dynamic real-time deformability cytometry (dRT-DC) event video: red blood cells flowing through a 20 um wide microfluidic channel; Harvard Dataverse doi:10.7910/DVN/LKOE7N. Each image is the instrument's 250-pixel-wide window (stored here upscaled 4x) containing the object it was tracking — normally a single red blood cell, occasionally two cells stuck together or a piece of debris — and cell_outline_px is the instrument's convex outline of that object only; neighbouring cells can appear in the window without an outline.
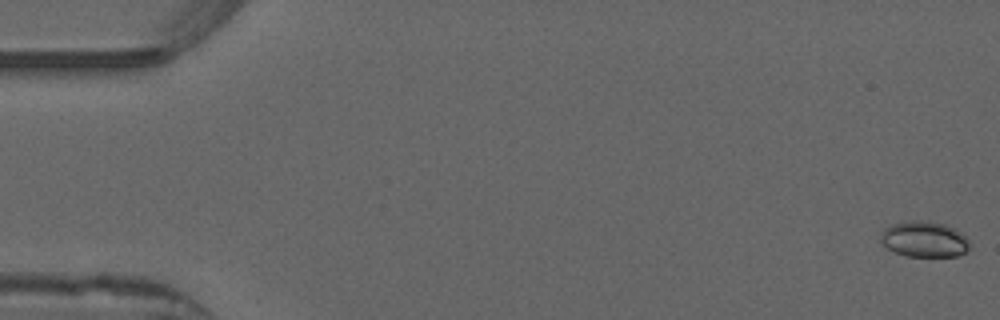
{"species": "common noctule bat (a hibernating species)", "species_latin": "Nyctalus noctula", "temperature_condition": "warm", "stored_images_in_passage": 53, "camera_frame_rate_fps": 3000, "um_per_image_px": 0.085, "animal": {"sex": "male", "forearm_length_mm": 52.5}, "frame": {"image": 1, "passage_image": 1, "time_ms": 0.0, "image_size_px": [1000, 320], "cell_outline_px": [[968, 248], [960, 256], [904, 256], [880, 244], [880, 232], [884, 228], [892, 224], [904, 220], [924, 220], [944, 224], [956, 228], [968, 240]], "centroid_in_image_um": [78.51, 20.32], "position_along_channel_um": 6.5, "area_um2": 18.79}}
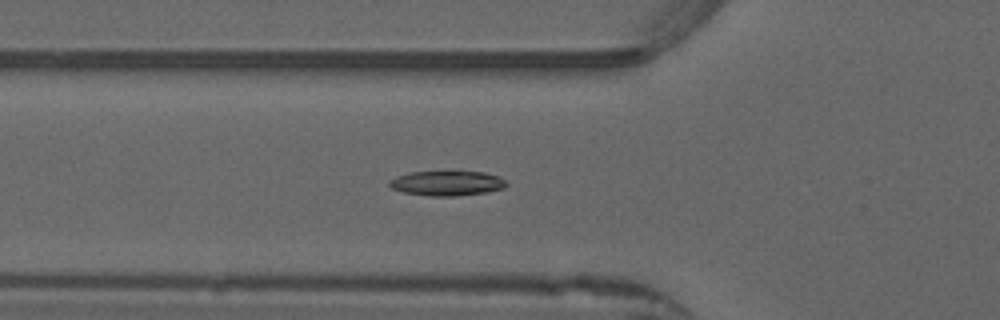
{"frame": {"image": 2, "passage_image": 19, "time_ms": 6.0, "image_size_px": [1000, 320], "cell_outline_px": [[508, 184], [504, 188], [488, 192], [456, 196], [428, 196], [404, 192], [392, 188], [388, 184], [388, 180], [396, 176], [408, 172], [484, 172], [496, 176], [504, 180]], "centroid_in_image_um": [37.96, 15.58], "position_along_channel_um": 87.8, "area_um2": 16.88}}
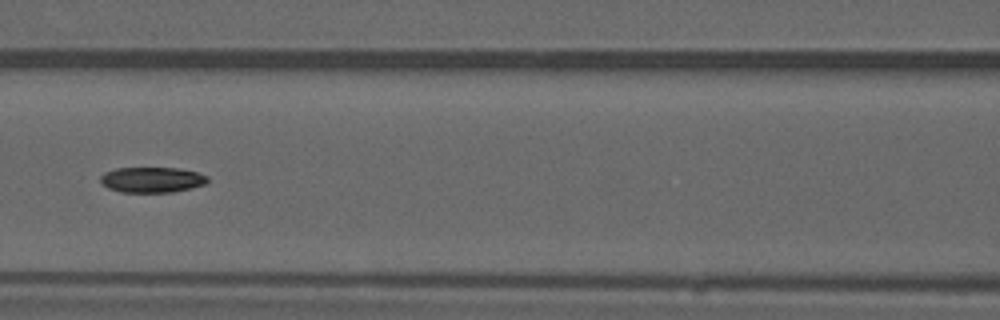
{"frame": {"image": 3, "passage_image": 24, "time_ms": 7.667, "image_size_px": [1000, 320], "cell_outline_px": [[208, 180], [204, 184], [192, 188], [172, 192], [120, 192], [108, 188], [100, 184], [100, 176], [104, 172], [116, 168], [180, 168], [196, 172], [208, 176]], "centroid_in_image_um": [12.88, 15.28], "position_along_channel_um": 153.7, "area_um2": 16.01}, "authors_computed_cell_mechanics": {"area_um2": 16.473, "velocity_mm_per_s": 3.9062, "shape_relaxation_time_tau1_ms": 4.9569, "shape_relaxation_time_tau2_ms": null, "deformation_change_tau1": 0.152, "deformation_change_tau2": null}}